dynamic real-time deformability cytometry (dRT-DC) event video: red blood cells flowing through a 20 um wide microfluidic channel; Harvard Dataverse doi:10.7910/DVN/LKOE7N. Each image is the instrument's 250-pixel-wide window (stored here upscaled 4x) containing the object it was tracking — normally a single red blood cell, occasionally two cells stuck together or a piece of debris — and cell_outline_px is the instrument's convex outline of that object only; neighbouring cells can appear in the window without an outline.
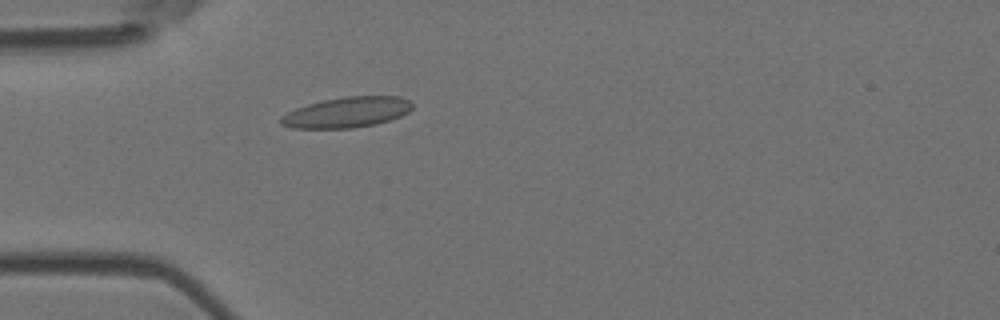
{"species": "Egyptian fruit bat (a non-hibernating species)", "species_latin": "Rousettus aegyptiacus", "temperature_condition": "room temperature", "stored_images_in_passage": 18, "camera_frame_rate_fps": 3000, "um_per_image_px": 0.085, "animal": {"sex": "female"}, "frame": {"image": 1, "passage_image": 16, "time_ms": 5.0, "image_size_px": [1000, 320], "cell_outline_px": [[412, 108], [408, 112], [400, 116], [376, 124], [352, 128], [292, 128], [280, 124], [280, 116], [296, 108], [308, 104], [324, 100], [344, 96], [400, 96], [408, 100], [412, 104]], "centroid_in_image_um": [29.47, 9.54], "position_along_channel_um": 55.5, "area_um2": 23.29}}